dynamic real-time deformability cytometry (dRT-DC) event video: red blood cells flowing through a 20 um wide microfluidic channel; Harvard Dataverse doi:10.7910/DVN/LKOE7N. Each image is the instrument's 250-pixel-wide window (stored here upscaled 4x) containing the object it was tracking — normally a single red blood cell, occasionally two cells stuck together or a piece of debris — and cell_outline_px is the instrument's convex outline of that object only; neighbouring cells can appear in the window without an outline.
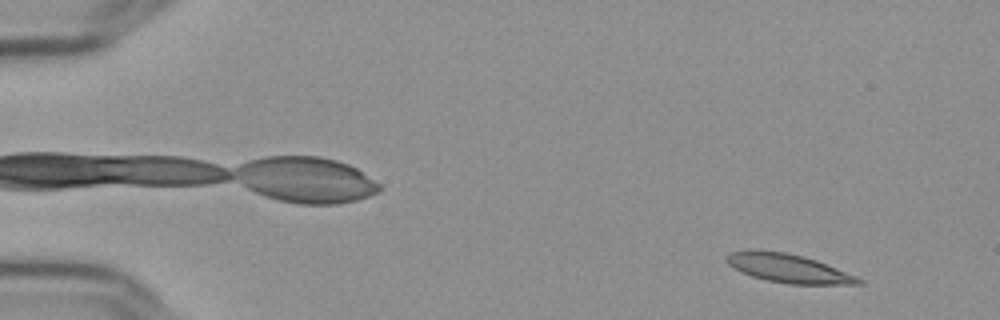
{"species": "Egyptian fruit bat (a non-hibernating species)", "species_latin": "Rousettus aegyptiacus", "temperature_condition": "cold", "stored_images_in_passage": 52, "camera_frame_rate_fps": 3000, "um_per_image_px": 0.085, "frame": {"image": 1, "passage_image": 1, "time_ms": 0.0, "image_size_px": [1000, 320], "cell_outline_px": [[864, 284], [788, 284], [768, 280], [752, 276], [728, 264], [724, 260], [724, 256], [728, 252], [752, 248], [756, 248], [784, 252], [804, 256], [816, 260], [856, 276], [864, 280]], "centroid_in_image_um": [66.95, 22.77], "position_along_channel_um": 18.0, "area_um2": 22.2}}
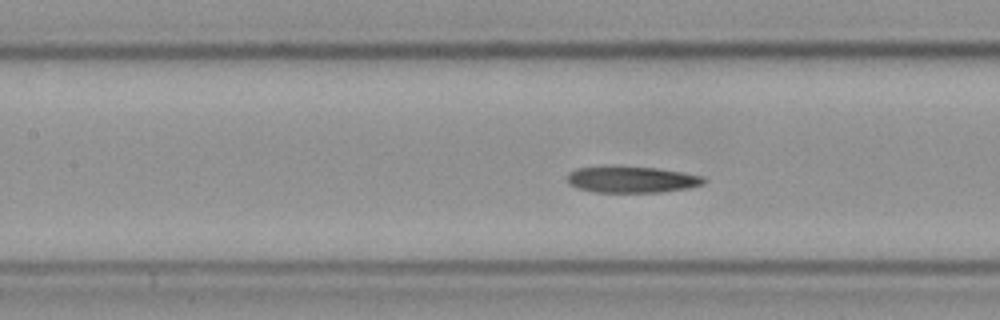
{"frame": {"image": 2, "passage_image": 22, "time_ms": 7.0, "image_size_px": [1000, 320], "cell_outline_px": [[704, 184], [684, 188], [660, 192], [596, 192], [576, 188], [568, 184], [568, 172], [576, 168], [656, 168], [704, 176]], "centroid_in_image_um": [53.67, 15.29], "position_along_channel_um": 153.7, "area_um2": 20.23}}
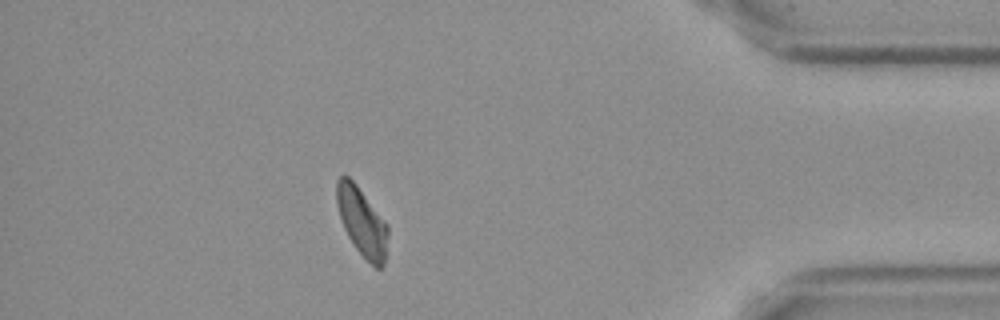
{"frame": {"image": 3, "passage_image": 46, "time_ms": 15.0, "image_size_px": [1000, 320], "cell_outline_px": [[388, 236], [384, 264], [380, 268], [376, 268], [356, 248], [348, 236], [344, 228], [336, 204], [336, 180], [340, 176], [348, 176], [356, 184], [388, 224]], "centroid_in_image_um": [30.76, 18.83], "position_along_channel_um": 404.4, "area_um2": 20.23}, "authors_computed_cell_mechanics": {"area_um2": 21.4438, "velocity_mm_per_s": 3.6111, "shape_relaxation_time_tau1_ms": null, "shape_relaxation_time_tau2_ms": 11.0066, "deformation_change_tau1": null, "deformation_change_tau2": 0.1812}}